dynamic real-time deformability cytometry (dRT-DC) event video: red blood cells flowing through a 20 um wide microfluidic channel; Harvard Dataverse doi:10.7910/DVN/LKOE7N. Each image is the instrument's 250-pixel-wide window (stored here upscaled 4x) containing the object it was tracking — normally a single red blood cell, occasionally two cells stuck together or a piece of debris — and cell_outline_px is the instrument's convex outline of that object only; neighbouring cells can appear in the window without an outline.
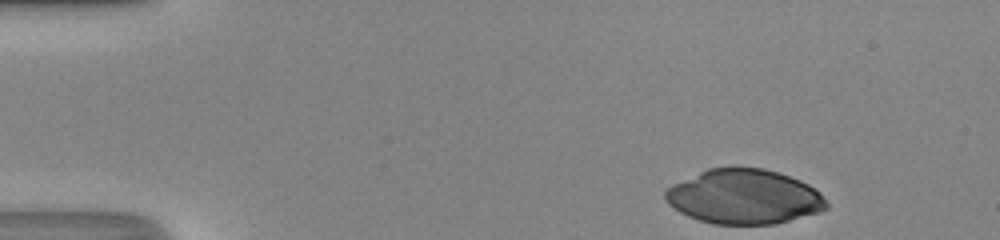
{"species": "human", "species_latin": "Homo sapiens", "temperature_condition": "room temperature", "stored_images_in_passage": 43, "camera_frame_rate_fps": 3000, "um_per_image_px": 0.085, "donor": {"sex": "male"}, "frame": {"image": 1, "passage_image": 1, "time_ms": 0.0, "image_size_px": [1000, 240], "cell_outline_px": [[828, 208], [820, 212], [776, 224], [712, 224], [688, 216], [680, 212], [668, 204], [664, 200], [664, 192], [672, 184], [708, 168], [736, 164], [764, 168], [800, 180], [808, 184], [820, 192], [828, 204]], "centroid_in_image_um": [63.23, 16.69], "position_along_channel_um": 21.8, "area_um2": 52.08}}